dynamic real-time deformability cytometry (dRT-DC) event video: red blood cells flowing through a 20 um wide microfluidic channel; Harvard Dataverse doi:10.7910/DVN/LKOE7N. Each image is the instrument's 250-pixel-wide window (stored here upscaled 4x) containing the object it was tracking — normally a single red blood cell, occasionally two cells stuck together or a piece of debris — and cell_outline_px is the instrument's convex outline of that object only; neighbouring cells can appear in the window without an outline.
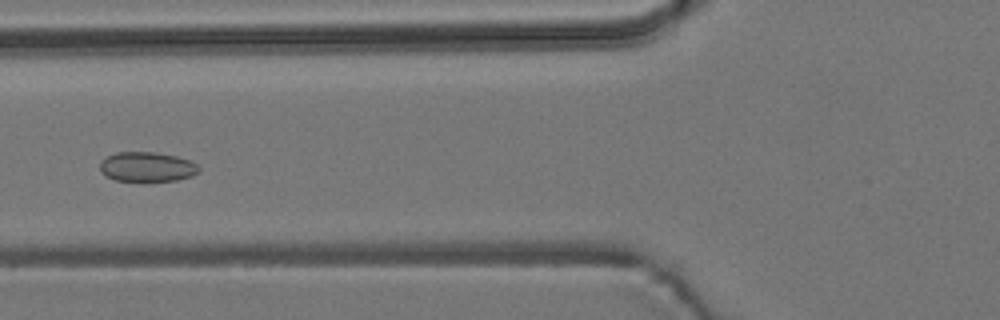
{"species": "common noctule bat (a hibernating species)", "species_latin": "Nyctalus noctula", "temperature_condition": "room temperature", "stored_images_in_passage": 5, "camera_frame_rate_fps": 3000, "um_per_image_px": 0.085, "animal": {"sex": "male", "body_mass_g": 19.2, "forearm_length_mm": 51.8}, "frame": {"image": 1, "passage_image": 5, "time_ms": 4.667, "image_size_px": [1000, 320], "cell_outline_px": [[200, 172], [192, 176], [176, 180], [116, 180], [100, 172], [100, 164], [108, 156], [116, 152], [152, 152], [176, 156], [188, 160], [196, 164], [200, 168]], "centroid_in_image_um": [12.52, 14.17], "position_along_channel_um": 113.3, "area_um2": 16.76}}